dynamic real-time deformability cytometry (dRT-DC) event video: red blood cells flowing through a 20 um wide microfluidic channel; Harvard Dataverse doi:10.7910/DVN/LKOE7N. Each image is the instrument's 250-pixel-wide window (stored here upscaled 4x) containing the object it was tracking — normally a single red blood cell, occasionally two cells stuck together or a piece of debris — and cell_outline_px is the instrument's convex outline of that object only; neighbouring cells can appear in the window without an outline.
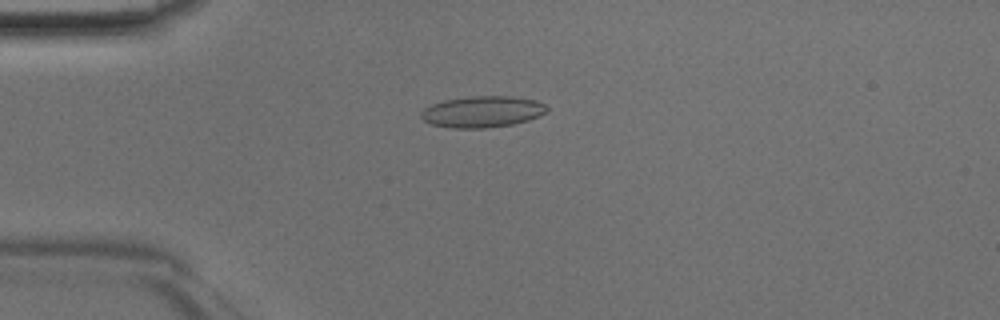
{"species": "Egyptian fruit bat (a non-hibernating species)", "species_latin": "Rousettus aegyptiacus", "temperature_condition": "room temperature", "stored_images_in_passage": 42, "camera_frame_rate_fps": 3000, "um_per_image_px": 0.085, "animal": {"sex": "male"}, "frame": {"image": 1, "passage_image": 8, "time_ms": 2.333, "image_size_px": [1000, 320], "cell_outline_px": [[548, 108], [544, 112], [528, 120], [512, 124], [484, 128], [452, 128], [432, 124], [424, 120], [420, 116], [420, 112], [424, 108], [432, 104], [444, 100], [472, 96], [512, 96], [536, 100], [544, 104]], "centroid_in_image_um": [40.97, 9.49], "position_along_channel_um": 44.0, "area_um2": 22.77}}
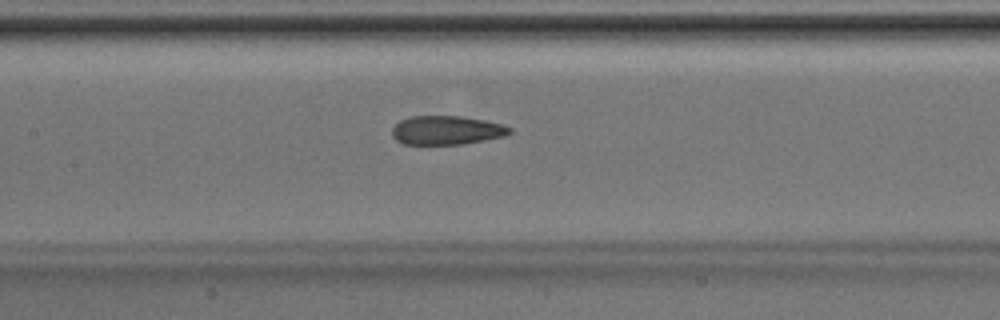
{"frame": {"image": 2, "passage_image": 18, "time_ms": 5.667, "image_size_px": [1000, 320], "cell_outline_px": [[512, 132], [504, 136], [464, 144], [404, 144], [396, 140], [392, 136], [392, 128], [400, 120], [408, 116], [460, 116], [484, 120], [500, 124], [512, 128]], "centroid_in_image_um": [37.93, 11.07], "position_along_channel_um": 169.5, "area_um2": 19.77}}
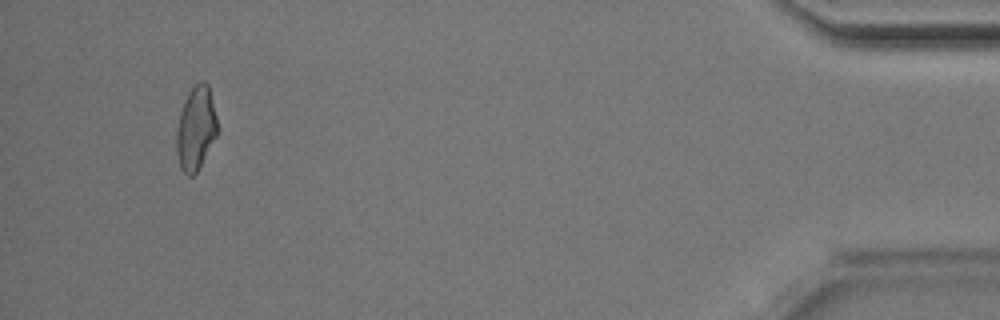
{"frame": {"image": 3, "passage_image": 40, "time_ms": 13.0, "image_size_px": [1000, 320], "cell_outline_px": [[216, 136], [196, 172], [192, 176], [188, 176], [180, 168], [176, 152], [176, 132], [180, 112], [184, 100], [188, 92], [196, 84], [204, 80], [208, 84], [216, 116]], "centroid_in_image_um": [16.62, 10.9], "position_along_channel_um": 418.6, "area_um2": 19.59}}